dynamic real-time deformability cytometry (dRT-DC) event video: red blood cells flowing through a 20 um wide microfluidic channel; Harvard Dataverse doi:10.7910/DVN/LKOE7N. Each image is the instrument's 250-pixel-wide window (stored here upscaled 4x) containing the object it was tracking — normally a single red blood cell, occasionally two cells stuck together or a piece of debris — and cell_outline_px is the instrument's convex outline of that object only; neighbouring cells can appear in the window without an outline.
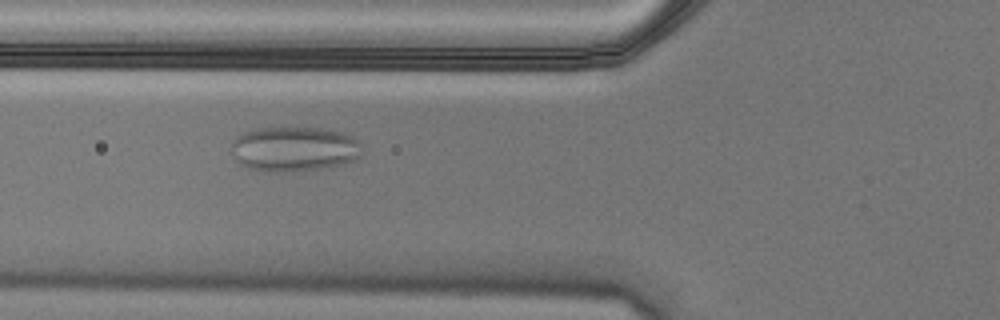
{"species": "Egyptian fruit bat (a non-hibernating species)", "species_latin": "Rousettus aegyptiacus", "temperature_condition": "cold", "stored_images_in_passage": 5, "camera_frame_rate_fps": 3000, "um_per_image_px": 0.085, "animal": {"sex": "male"}, "frame": {"image": 1, "passage_image": 2, "time_ms": 0.333, "image_size_px": [1000, 320], "cell_outline_px": [[360, 156], [356, 160], [340, 164], [320, 168], [248, 168], [240, 164], [236, 160], [232, 152], [232, 140], [236, 136], [244, 132], [260, 128], [324, 128], [340, 132], [352, 136], [360, 144]], "centroid_in_image_um": [25.01, 12.6], "position_along_channel_um": 100.8, "area_um2": 32.77}}